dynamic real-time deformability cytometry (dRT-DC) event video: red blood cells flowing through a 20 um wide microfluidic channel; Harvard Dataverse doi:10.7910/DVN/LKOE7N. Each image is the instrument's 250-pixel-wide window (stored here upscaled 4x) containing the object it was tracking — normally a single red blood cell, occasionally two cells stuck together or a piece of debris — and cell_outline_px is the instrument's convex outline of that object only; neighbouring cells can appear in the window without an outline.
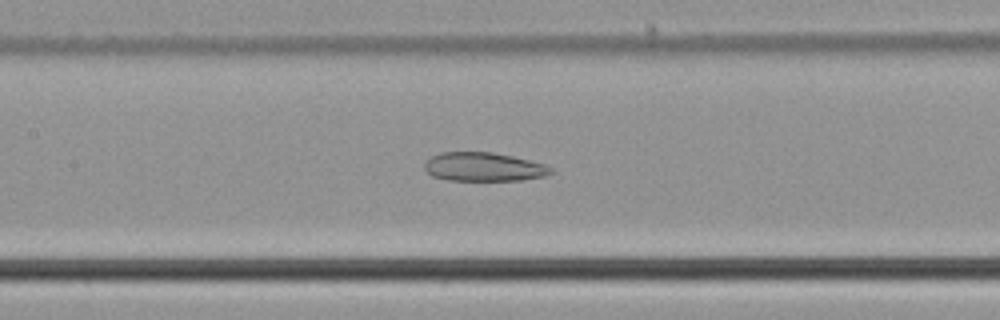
{"species": "common noctule bat (a hibernating species)", "species_latin": "Nyctalus noctula", "temperature_condition": "cold", "stored_images_in_passage": 36, "camera_frame_rate_fps": 3000, "um_per_image_px": 0.085, "animal": {"sex": "male", "body_mass_g": 21.5, "forearm_length_mm": 52.0}, "frame": {"image": 1, "passage_image": 17, "time_ms": 5.333, "image_size_px": [1000, 320], "cell_outline_px": [[552, 172], [544, 176], [520, 180], [448, 180], [432, 176], [424, 168], [424, 164], [432, 156], [440, 152], [492, 152], [512, 156], [544, 164], [552, 168]], "centroid_in_image_um": [41.09, 14.18], "position_along_channel_um": 166.3, "area_um2": 20.98}}
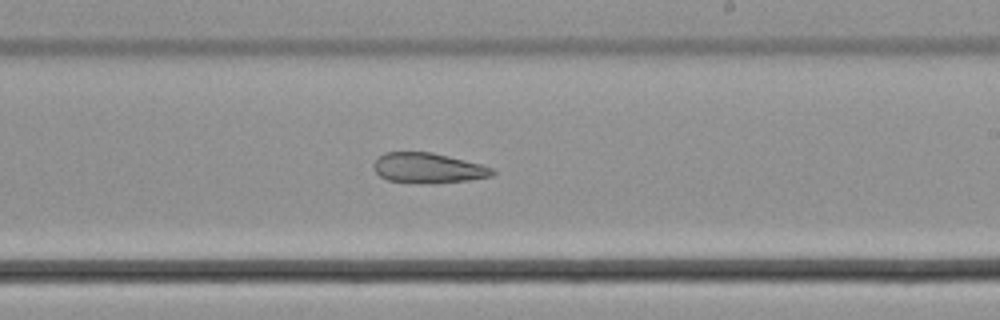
{"frame": {"image": 2, "passage_image": 24, "time_ms": 7.667, "image_size_px": [1000, 320], "cell_outline_px": [[496, 172], [492, 176], [468, 180], [432, 184], [428, 184], [388, 180], [380, 176], [372, 168], [372, 164], [384, 152], [432, 152], [480, 164], [492, 168]], "centroid_in_image_um": [36.37, 14.29], "position_along_channel_um": 252.6, "area_um2": 20.87}}
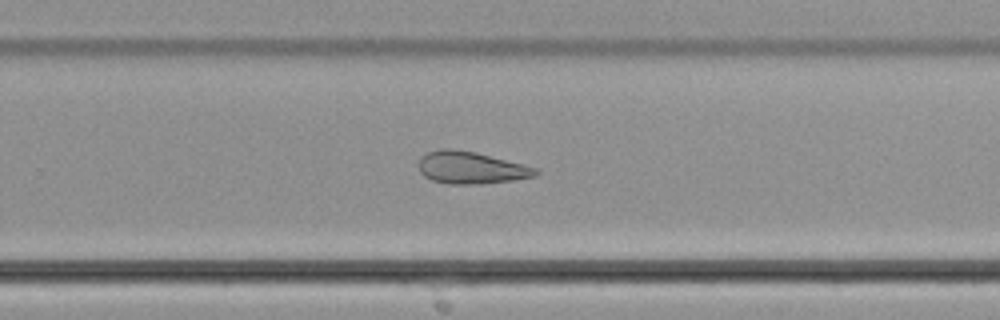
{"frame": {"image": 3, "passage_image": 27, "time_ms": 8.667, "image_size_px": [1000, 320], "cell_outline_px": [[540, 172], [536, 176], [512, 180], [480, 184], [448, 184], [432, 180], [424, 176], [420, 172], [420, 160], [428, 152], [440, 148], [452, 148], [476, 152], [524, 164], [536, 168]], "centroid_in_image_um": [40.06, 14.25], "position_along_channel_um": 289.7, "area_um2": 21.91}, "authors_computed_cell_mechanics": {"area_um2": 22.2241, "velocity_mm_per_s": 3.7124, "shape_relaxation_time_tau1_ms": null, "shape_relaxation_time_tau2_ms": 4.3509, "deformation_change_tau1": null, "deformation_change_tau2": 0.1285}}